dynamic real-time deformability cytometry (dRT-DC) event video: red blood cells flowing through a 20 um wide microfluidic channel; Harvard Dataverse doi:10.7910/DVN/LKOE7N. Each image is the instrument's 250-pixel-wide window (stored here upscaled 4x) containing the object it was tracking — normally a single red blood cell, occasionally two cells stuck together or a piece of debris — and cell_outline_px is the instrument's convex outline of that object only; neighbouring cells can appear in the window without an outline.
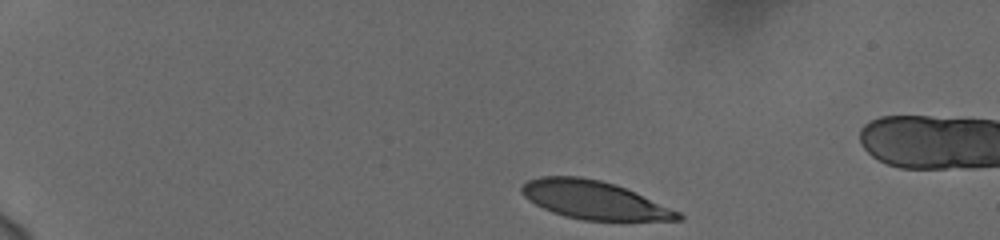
{"species": "human", "species_latin": "Homo sapiens", "temperature_condition": "cold", "stored_images_in_passage": 46, "camera_frame_rate_fps": 3000, "um_per_image_px": 0.085, "donor": {"sex": "female"}, "frame": {"image": 1, "passage_image": 1, "time_ms": 0.0, "image_size_px": [1000, 240], "cell_outline_px": [[684, 220], [584, 220], [564, 216], [552, 212], [528, 200], [520, 192], [520, 188], [528, 180], [540, 176], [580, 176], [600, 180], [616, 184], [680, 212], [684, 216]], "centroid_in_image_um": [50.47, 16.99], "position_along_channel_um": 34.5, "area_um2": 34.62}}
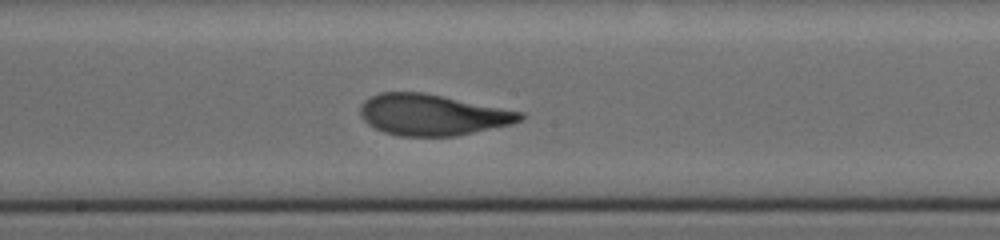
{"frame": {"image": 2, "passage_image": 23, "time_ms": 7.333, "image_size_px": [1000, 240], "cell_outline_px": [[524, 116], [520, 120], [512, 124], [456, 136], [400, 136], [384, 132], [368, 124], [360, 116], [360, 104], [364, 100], [380, 92], [424, 92], [524, 112]], "centroid_in_image_um": [36.74, 9.75], "position_along_channel_um": 211.5, "area_um2": 38.32}}
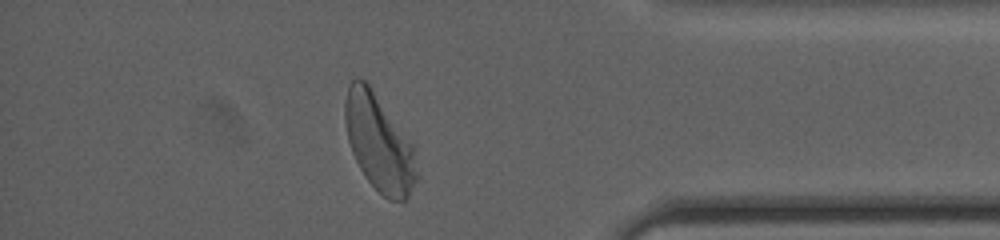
{"frame": {"image": 3, "passage_image": 40, "time_ms": 13.0, "image_size_px": [1000, 240], "cell_outline_px": [[416, 180], [408, 196], [404, 200], [388, 200], [364, 176], [352, 152], [348, 140], [344, 120], [344, 100], [348, 84], [356, 76], [364, 80], [368, 84], [412, 144], [416, 172]], "centroid_in_image_um": [32.16, 12.11], "position_along_channel_um": 403.0, "area_um2": 39.54}, "authors_computed_cell_mechanics": {"area_um2": 37.9746, "velocity_mm_per_s": 3.7038, "shape_relaxation_time_tau1_ms": 3.3081, "shape_relaxation_time_tau2_ms": 1.1299, "deformation_change_tau1": 0.1994, "deformation_change_tau2": 0.0681}}